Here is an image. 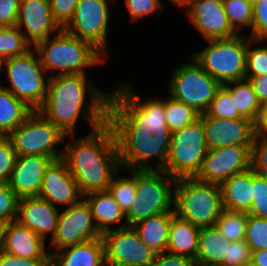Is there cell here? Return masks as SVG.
Here are the masks:
<instances>
[{"mask_svg": "<svg viewBox=\"0 0 267 266\" xmlns=\"http://www.w3.org/2000/svg\"><path fill=\"white\" fill-rule=\"evenodd\" d=\"M17 157L10 139L0 136V183H8Z\"/></svg>", "mask_w": 267, "mask_h": 266, "instance_id": "b9f144b4", "label": "cell"}, {"mask_svg": "<svg viewBox=\"0 0 267 266\" xmlns=\"http://www.w3.org/2000/svg\"><path fill=\"white\" fill-rule=\"evenodd\" d=\"M6 224L0 222V254L4 252V233H5Z\"/></svg>", "mask_w": 267, "mask_h": 266, "instance_id": "db71d44e", "label": "cell"}, {"mask_svg": "<svg viewBox=\"0 0 267 266\" xmlns=\"http://www.w3.org/2000/svg\"><path fill=\"white\" fill-rule=\"evenodd\" d=\"M205 113L208 116L222 119L243 118L235 107L231 93L223 85L216 92Z\"/></svg>", "mask_w": 267, "mask_h": 266, "instance_id": "d590c367", "label": "cell"}, {"mask_svg": "<svg viewBox=\"0 0 267 266\" xmlns=\"http://www.w3.org/2000/svg\"><path fill=\"white\" fill-rule=\"evenodd\" d=\"M106 266H149L157 255L133 227L115 228L102 233Z\"/></svg>", "mask_w": 267, "mask_h": 266, "instance_id": "4fadbf2b", "label": "cell"}, {"mask_svg": "<svg viewBox=\"0 0 267 266\" xmlns=\"http://www.w3.org/2000/svg\"><path fill=\"white\" fill-rule=\"evenodd\" d=\"M20 0H0V27L17 24Z\"/></svg>", "mask_w": 267, "mask_h": 266, "instance_id": "7dc6e473", "label": "cell"}, {"mask_svg": "<svg viewBox=\"0 0 267 266\" xmlns=\"http://www.w3.org/2000/svg\"><path fill=\"white\" fill-rule=\"evenodd\" d=\"M248 214L224 209L215 225L230 242L245 240Z\"/></svg>", "mask_w": 267, "mask_h": 266, "instance_id": "836d02e7", "label": "cell"}, {"mask_svg": "<svg viewBox=\"0 0 267 266\" xmlns=\"http://www.w3.org/2000/svg\"><path fill=\"white\" fill-rule=\"evenodd\" d=\"M79 0H49L53 19L64 28L72 19Z\"/></svg>", "mask_w": 267, "mask_h": 266, "instance_id": "bcb514c9", "label": "cell"}, {"mask_svg": "<svg viewBox=\"0 0 267 266\" xmlns=\"http://www.w3.org/2000/svg\"><path fill=\"white\" fill-rule=\"evenodd\" d=\"M0 82V136H8L34 111Z\"/></svg>", "mask_w": 267, "mask_h": 266, "instance_id": "f1b7e54d", "label": "cell"}, {"mask_svg": "<svg viewBox=\"0 0 267 266\" xmlns=\"http://www.w3.org/2000/svg\"><path fill=\"white\" fill-rule=\"evenodd\" d=\"M249 36L254 40H267V0L253 3V20Z\"/></svg>", "mask_w": 267, "mask_h": 266, "instance_id": "7bdbcfd3", "label": "cell"}, {"mask_svg": "<svg viewBox=\"0 0 267 266\" xmlns=\"http://www.w3.org/2000/svg\"><path fill=\"white\" fill-rule=\"evenodd\" d=\"M38 196L19 198L16 221L35 232L45 241L48 233L54 236L60 210Z\"/></svg>", "mask_w": 267, "mask_h": 266, "instance_id": "ffe728a7", "label": "cell"}, {"mask_svg": "<svg viewBox=\"0 0 267 266\" xmlns=\"http://www.w3.org/2000/svg\"><path fill=\"white\" fill-rule=\"evenodd\" d=\"M120 171L119 169L112 177L108 190L121 210L126 214L137 194L136 170H126L128 173L130 172V177H120Z\"/></svg>", "mask_w": 267, "mask_h": 266, "instance_id": "4dcf8cb0", "label": "cell"}, {"mask_svg": "<svg viewBox=\"0 0 267 266\" xmlns=\"http://www.w3.org/2000/svg\"><path fill=\"white\" fill-rule=\"evenodd\" d=\"M54 160L41 155L17 157L8 181L10 188L19 198L38 196L46 170Z\"/></svg>", "mask_w": 267, "mask_h": 266, "instance_id": "44dd1931", "label": "cell"}, {"mask_svg": "<svg viewBox=\"0 0 267 266\" xmlns=\"http://www.w3.org/2000/svg\"><path fill=\"white\" fill-rule=\"evenodd\" d=\"M194 264L195 261L188 257L165 251L157 253L155 260L149 266H193Z\"/></svg>", "mask_w": 267, "mask_h": 266, "instance_id": "681fc988", "label": "cell"}, {"mask_svg": "<svg viewBox=\"0 0 267 266\" xmlns=\"http://www.w3.org/2000/svg\"><path fill=\"white\" fill-rule=\"evenodd\" d=\"M46 241L17 221L6 224L4 252L29 259H50Z\"/></svg>", "mask_w": 267, "mask_h": 266, "instance_id": "7402d4cb", "label": "cell"}, {"mask_svg": "<svg viewBox=\"0 0 267 266\" xmlns=\"http://www.w3.org/2000/svg\"><path fill=\"white\" fill-rule=\"evenodd\" d=\"M168 1L172 2L177 7H181L183 5V3H184V0H168Z\"/></svg>", "mask_w": 267, "mask_h": 266, "instance_id": "11a10c76", "label": "cell"}, {"mask_svg": "<svg viewBox=\"0 0 267 266\" xmlns=\"http://www.w3.org/2000/svg\"><path fill=\"white\" fill-rule=\"evenodd\" d=\"M248 215L267 218V175L253 170V200Z\"/></svg>", "mask_w": 267, "mask_h": 266, "instance_id": "f35d334b", "label": "cell"}, {"mask_svg": "<svg viewBox=\"0 0 267 266\" xmlns=\"http://www.w3.org/2000/svg\"><path fill=\"white\" fill-rule=\"evenodd\" d=\"M109 4V0H79L72 19L63 28L69 34L90 42L105 57L109 55L107 52Z\"/></svg>", "mask_w": 267, "mask_h": 266, "instance_id": "7c38bea8", "label": "cell"}, {"mask_svg": "<svg viewBox=\"0 0 267 266\" xmlns=\"http://www.w3.org/2000/svg\"><path fill=\"white\" fill-rule=\"evenodd\" d=\"M38 197L47 200L51 205L71 206L84 196L72 176L66 162L60 158L54 160L46 170Z\"/></svg>", "mask_w": 267, "mask_h": 266, "instance_id": "d6986e66", "label": "cell"}, {"mask_svg": "<svg viewBox=\"0 0 267 266\" xmlns=\"http://www.w3.org/2000/svg\"><path fill=\"white\" fill-rule=\"evenodd\" d=\"M190 57L189 63L180 64L173 69L167 91L174 99L202 114L207 111L222 85Z\"/></svg>", "mask_w": 267, "mask_h": 266, "instance_id": "8fae6325", "label": "cell"}, {"mask_svg": "<svg viewBox=\"0 0 267 266\" xmlns=\"http://www.w3.org/2000/svg\"><path fill=\"white\" fill-rule=\"evenodd\" d=\"M175 183L163 170H136L137 194L125 214L127 227L161 212H174Z\"/></svg>", "mask_w": 267, "mask_h": 266, "instance_id": "52a82bcc", "label": "cell"}, {"mask_svg": "<svg viewBox=\"0 0 267 266\" xmlns=\"http://www.w3.org/2000/svg\"><path fill=\"white\" fill-rule=\"evenodd\" d=\"M181 8L206 40L234 38L239 35L228 21L223 0H184Z\"/></svg>", "mask_w": 267, "mask_h": 266, "instance_id": "2e32d148", "label": "cell"}, {"mask_svg": "<svg viewBox=\"0 0 267 266\" xmlns=\"http://www.w3.org/2000/svg\"><path fill=\"white\" fill-rule=\"evenodd\" d=\"M223 5L228 21L239 34L244 32L241 30L242 27L251 29L253 3L250 0H223Z\"/></svg>", "mask_w": 267, "mask_h": 266, "instance_id": "e575fe53", "label": "cell"}, {"mask_svg": "<svg viewBox=\"0 0 267 266\" xmlns=\"http://www.w3.org/2000/svg\"><path fill=\"white\" fill-rule=\"evenodd\" d=\"M252 250L245 240L228 241V251L221 266H250Z\"/></svg>", "mask_w": 267, "mask_h": 266, "instance_id": "60d3db41", "label": "cell"}, {"mask_svg": "<svg viewBox=\"0 0 267 266\" xmlns=\"http://www.w3.org/2000/svg\"><path fill=\"white\" fill-rule=\"evenodd\" d=\"M19 197L8 183H0V222L16 221Z\"/></svg>", "mask_w": 267, "mask_h": 266, "instance_id": "ab89813d", "label": "cell"}, {"mask_svg": "<svg viewBox=\"0 0 267 266\" xmlns=\"http://www.w3.org/2000/svg\"><path fill=\"white\" fill-rule=\"evenodd\" d=\"M174 214V212H161L132 227L148 247L157 253H163L167 248L169 227Z\"/></svg>", "mask_w": 267, "mask_h": 266, "instance_id": "83f0119b", "label": "cell"}, {"mask_svg": "<svg viewBox=\"0 0 267 266\" xmlns=\"http://www.w3.org/2000/svg\"><path fill=\"white\" fill-rule=\"evenodd\" d=\"M200 228L174 214L169 227L166 251L195 261Z\"/></svg>", "mask_w": 267, "mask_h": 266, "instance_id": "484cf974", "label": "cell"}, {"mask_svg": "<svg viewBox=\"0 0 267 266\" xmlns=\"http://www.w3.org/2000/svg\"><path fill=\"white\" fill-rule=\"evenodd\" d=\"M267 40H254L248 36V49L246 52V77H256L267 74V46H259ZM259 43V44H258ZM254 44L257 46L252 47Z\"/></svg>", "mask_w": 267, "mask_h": 266, "instance_id": "8d00e7d4", "label": "cell"}, {"mask_svg": "<svg viewBox=\"0 0 267 266\" xmlns=\"http://www.w3.org/2000/svg\"><path fill=\"white\" fill-rule=\"evenodd\" d=\"M255 136L267 138V105H262L259 110L257 119L254 122Z\"/></svg>", "mask_w": 267, "mask_h": 266, "instance_id": "816d5d0a", "label": "cell"}, {"mask_svg": "<svg viewBox=\"0 0 267 266\" xmlns=\"http://www.w3.org/2000/svg\"><path fill=\"white\" fill-rule=\"evenodd\" d=\"M0 266H50V259H29L2 252Z\"/></svg>", "mask_w": 267, "mask_h": 266, "instance_id": "c3c4849f", "label": "cell"}, {"mask_svg": "<svg viewBox=\"0 0 267 266\" xmlns=\"http://www.w3.org/2000/svg\"><path fill=\"white\" fill-rule=\"evenodd\" d=\"M50 38L34 48L47 74L51 70L56 73L53 75L87 74L86 68L106 61L107 57L90 42L69 34L63 28Z\"/></svg>", "mask_w": 267, "mask_h": 266, "instance_id": "277c9868", "label": "cell"}, {"mask_svg": "<svg viewBox=\"0 0 267 266\" xmlns=\"http://www.w3.org/2000/svg\"><path fill=\"white\" fill-rule=\"evenodd\" d=\"M246 79L250 81L261 105L267 104V74L256 77H246Z\"/></svg>", "mask_w": 267, "mask_h": 266, "instance_id": "f907efd6", "label": "cell"}, {"mask_svg": "<svg viewBox=\"0 0 267 266\" xmlns=\"http://www.w3.org/2000/svg\"><path fill=\"white\" fill-rule=\"evenodd\" d=\"M49 252L50 266H106L102 237Z\"/></svg>", "mask_w": 267, "mask_h": 266, "instance_id": "603a6c76", "label": "cell"}, {"mask_svg": "<svg viewBox=\"0 0 267 266\" xmlns=\"http://www.w3.org/2000/svg\"><path fill=\"white\" fill-rule=\"evenodd\" d=\"M250 266H267V249L252 252Z\"/></svg>", "mask_w": 267, "mask_h": 266, "instance_id": "f5cc1de1", "label": "cell"}, {"mask_svg": "<svg viewBox=\"0 0 267 266\" xmlns=\"http://www.w3.org/2000/svg\"><path fill=\"white\" fill-rule=\"evenodd\" d=\"M88 77L87 74L49 75L47 94L37 111L65 135L76 134L79 117L89 123L91 131L106 123L110 93L97 89ZM87 96L91 100L86 105Z\"/></svg>", "mask_w": 267, "mask_h": 266, "instance_id": "7a4b0ae2", "label": "cell"}, {"mask_svg": "<svg viewBox=\"0 0 267 266\" xmlns=\"http://www.w3.org/2000/svg\"><path fill=\"white\" fill-rule=\"evenodd\" d=\"M223 206L226 210L248 214L253 200V169L234 174L221 185Z\"/></svg>", "mask_w": 267, "mask_h": 266, "instance_id": "cb8c5ba5", "label": "cell"}, {"mask_svg": "<svg viewBox=\"0 0 267 266\" xmlns=\"http://www.w3.org/2000/svg\"><path fill=\"white\" fill-rule=\"evenodd\" d=\"M126 9L131 16V21L136 22L149 15H153L158 10H162L161 0H124Z\"/></svg>", "mask_w": 267, "mask_h": 266, "instance_id": "ee69618b", "label": "cell"}, {"mask_svg": "<svg viewBox=\"0 0 267 266\" xmlns=\"http://www.w3.org/2000/svg\"><path fill=\"white\" fill-rule=\"evenodd\" d=\"M3 69L9 84V87H4L30 108L37 110L45 100L49 81L37 51L34 52L33 48L24 55L1 61L0 74Z\"/></svg>", "mask_w": 267, "mask_h": 266, "instance_id": "ba28073f", "label": "cell"}, {"mask_svg": "<svg viewBox=\"0 0 267 266\" xmlns=\"http://www.w3.org/2000/svg\"><path fill=\"white\" fill-rule=\"evenodd\" d=\"M251 153V168L256 173L267 175V138L254 136Z\"/></svg>", "mask_w": 267, "mask_h": 266, "instance_id": "f6af8a7d", "label": "cell"}, {"mask_svg": "<svg viewBox=\"0 0 267 266\" xmlns=\"http://www.w3.org/2000/svg\"><path fill=\"white\" fill-rule=\"evenodd\" d=\"M84 198L91 207L94 222L101 233L111 230V227L118 223L121 224L116 228L127 227L126 222L122 223L126 220L125 214L109 190L91 192Z\"/></svg>", "mask_w": 267, "mask_h": 266, "instance_id": "d4e9b609", "label": "cell"}, {"mask_svg": "<svg viewBox=\"0 0 267 266\" xmlns=\"http://www.w3.org/2000/svg\"><path fill=\"white\" fill-rule=\"evenodd\" d=\"M116 87L109 92L106 123L116 140L120 168L163 170L172 140L166 123L165 99L141 103L132 83L122 82Z\"/></svg>", "mask_w": 267, "mask_h": 266, "instance_id": "6da1fadb", "label": "cell"}, {"mask_svg": "<svg viewBox=\"0 0 267 266\" xmlns=\"http://www.w3.org/2000/svg\"><path fill=\"white\" fill-rule=\"evenodd\" d=\"M69 136L72 139H67ZM66 135L62 159L78 184L83 196L108 190L114 174L121 169L116 140L111 127L103 126L75 140ZM67 137V138H66Z\"/></svg>", "mask_w": 267, "mask_h": 266, "instance_id": "3957f363", "label": "cell"}, {"mask_svg": "<svg viewBox=\"0 0 267 266\" xmlns=\"http://www.w3.org/2000/svg\"><path fill=\"white\" fill-rule=\"evenodd\" d=\"M223 86L231 93L239 114L255 122L262 105L258 101L250 81L243 79L223 84Z\"/></svg>", "mask_w": 267, "mask_h": 266, "instance_id": "f546056e", "label": "cell"}, {"mask_svg": "<svg viewBox=\"0 0 267 266\" xmlns=\"http://www.w3.org/2000/svg\"><path fill=\"white\" fill-rule=\"evenodd\" d=\"M32 47L17 26L0 27V62L26 54Z\"/></svg>", "mask_w": 267, "mask_h": 266, "instance_id": "d6a6232c", "label": "cell"}, {"mask_svg": "<svg viewBox=\"0 0 267 266\" xmlns=\"http://www.w3.org/2000/svg\"><path fill=\"white\" fill-rule=\"evenodd\" d=\"M252 145H231L210 149L196 179L221 185L234 174L251 168Z\"/></svg>", "mask_w": 267, "mask_h": 266, "instance_id": "9a60e30c", "label": "cell"}, {"mask_svg": "<svg viewBox=\"0 0 267 266\" xmlns=\"http://www.w3.org/2000/svg\"><path fill=\"white\" fill-rule=\"evenodd\" d=\"M228 240L216 225L200 228L195 263L202 266H221L227 255Z\"/></svg>", "mask_w": 267, "mask_h": 266, "instance_id": "4316f807", "label": "cell"}, {"mask_svg": "<svg viewBox=\"0 0 267 266\" xmlns=\"http://www.w3.org/2000/svg\"><path fill=\"white\" fill-rule=\"evenodd\" d=\"M209 45L190 56L221 85L246 79L248 36L210 39Z\"/></svg>", "mask_w": 267, "mask_h": 266, "instance_id": "8992f818", "label": "cell"}, {"mask_svg": "<svg viewBox=\"0 0 267 266\" xmlns=\"http://www.w3.org/2000/svg\"><path fill=\"white\" fill-rule=\"evenodd\" d=\"M101 237L102 233L94 222L91 207L83 197L78 203L60 212L56 232L50 239L51 250L48 251H54V249L56 251Z\"/></svg>", "mask_w": 267, "mask_h": 266, "instance_id": "5bb4252c", "label": "cell"}, {"mask_svg": "<svg viewBox=\"0 0 267 266\" xmlns=\"http://www.w3.org/2000/svg\"><path fill=\"white\" fill-rule=\"evenodd\" d=\"M65 136L56 125L34 110L7 137L18 157L41 155L57 160L63 156V149L57 150V145L64 144Z\"/></svg>", "mask_w": 267, "mask_h": 266, "instance_id": "30bf717a", "label": "cell"}, {"mask_svg": "<svg viewBox=\"0 0 267 266\" xmlns=\"http://www.w3.org/2000/svg\"><path fill=\"white\" fill-rule=\"evenodd\" d=\"M208 152L202 118L172 133L166 166L174 179L196 177Z\"/></svg>", "mask_w": 267, "mask_h": 266, "instance_id": "9c48e42d", "label": "cell"}, {"mask_svg": "<svg viewBox=\"0 0 267 266\" xmlns=\"http://www.w3.org/2000/svg\"><path fill=\"white\" fill-rule=\"evenodd\" d=\"M208 150L231 145H252L254 122L247 118L222 119L200 114Z\"/></svg>", "mask_w": 267, "mask_h": 266, "instance_id": "ac0fdd59", "label": "cell"}, {"mask_svg": "<svg viewBox=\"0 0 267 266\" xmlns=\"http://www.w3.org/2000/svg\"><path fill=\"white\" fill-rule=\"evenodd\" d=\"M166 123L171 133L182 130L200 117L194 108L170 95L165 98Z\"/></svg>", "mask_w": 267, "mask_h": 266, "instance_id": "1f68e13d", "label": "cell"}, {"mask_svg": "<svg viewBox=\"0 0 267 266\" xmlns=\"http://www.w3.org/2000/svg\"><path fill=\"white\" fill-rule=\"evenodd\" d=\"M173 210L199 228L214 226L224 210L220 185L195 177L176 179Z\"/></svg>", "mask_w": 267, "mask_h": 266, "instance_id": "5b68a950", "label": "cell"}, {"mask_svg": "<svg viewBox=\"0 0 267 266\" xmlns=\"http://www.w3.org/2000/svg\"><path fill=\"white\" fill-rule=\"evenodd\" d=\"M245 241L252 252L267 249V218L248 215Z\"/></svg>", "mask_w": 267, "mask_h": 266, "instance_id": "74e56055", "label": "cell"}, {"mask_svg": "<svg viewBox=\"0 0 267 266\" xmlns=\"http://www.w3.org/2000/svg\"><path fill=\"white\" fill-rule=\"evenodd\" d=\"M16 26L32 48L62 29L53 19L49 0H20Z\"/></svg>", "mask_w": 267, "mask_h": 266, "instance_id": "e0dca14e", "label": "cell"}]
</instances>
